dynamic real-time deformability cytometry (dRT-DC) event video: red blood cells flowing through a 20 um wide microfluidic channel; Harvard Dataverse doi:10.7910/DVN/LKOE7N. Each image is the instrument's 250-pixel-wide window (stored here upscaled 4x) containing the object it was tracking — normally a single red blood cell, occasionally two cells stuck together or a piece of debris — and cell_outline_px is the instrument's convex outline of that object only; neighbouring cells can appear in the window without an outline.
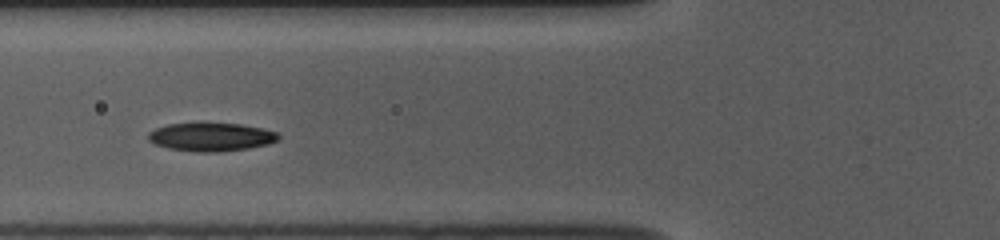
{"species": "common noctule bat (a hibernating species)", "species_latin": "Nyctalus noctula", "temperature_condition": "room temperature", "stored_images_in_passage": 37, "camera_frame_rate_fps": 3000, "um_per_image_px": 0.085, "animal": {"sex": "female", "body_mass_g": 10.0, "forearm_length_mm": 53.1}, "frame": {"image": 1, "passage_image": 4, "time_ms": 1.0, "image_size_px": [1000, 240], "cell_outline_px": [[280, 136], [276, 140], [268, 144], [248, 148], [220, 152], [196, 152], [168, 148], [156, 144], [148, 140], [148, 132], [156, 128], [168, 124], [240, 124], [264, 128], [280, 132]], "centroid_in_image_um": [17.97, 11.65], "position_along_channel_um": 107.8, "area_um2": 21.39}}
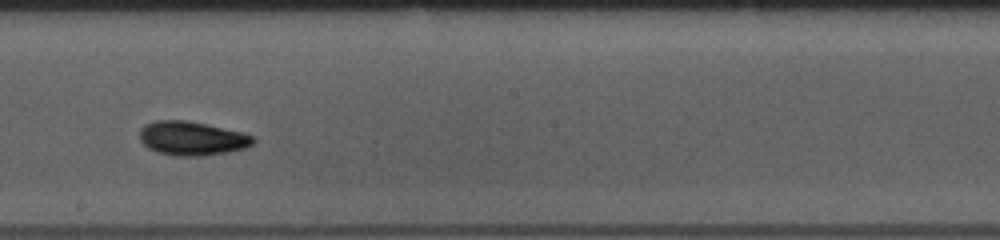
{"frame": {"image": 2, "passage_image": 14, "time_ms": 4.333, "image_size_px": [1000, 240], "cell_outline_px": [[256, 140], [252, 144], [244, 148], [228, 152], [200, 156], [180, 156], [156, 152], [148, 148], [140, 140], [140, 128], [144, 124], [156, 120], [188, 120], [244, 132], [252, 136]], "centroid_in_image_um": [16.31, 11.75], "position_along_channel_um": 231.9, "area_um2": 22.6}}
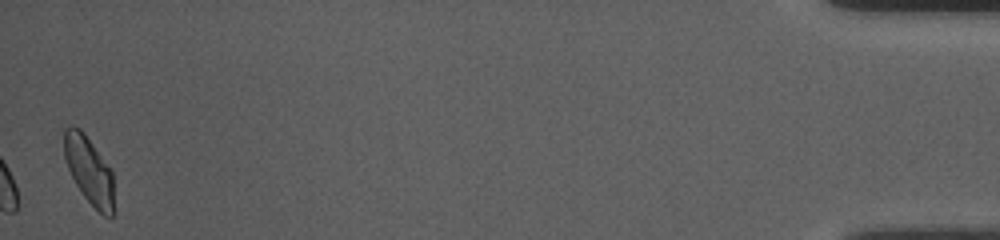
{"frame": {"image": 3, "passage_image": 37, "time_ms": 12.0, "image_size_px": [1000, 240], "cell_outline_px": [[112, 216], [104, 216], [84, 196], [76, 184], [68, 168], [64, 156], [64, 128], [72, 124], [80, 128], [84, 132], [112, 172]], "centroid_in_image_um": [7.52, 14.41], "position_along_channel_um": 427.7, "area_um2": 19.02}, "authors_computed_cell_mechanics": {"area_um2": 20.9236, "velocity_mm_per_s": 3.7161, "shape_relaxation_time_tau1_ms": 2.2913, "shape_relaxation_time_tau2_ms": 2.8044, "deformation_change_tau1": 0.1352, "deformation_change_tau2": 0.0823}}